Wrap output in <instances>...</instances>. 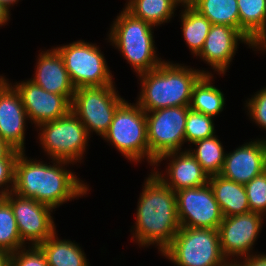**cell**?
<instances>
[{"instance_id":"1","label":"cell","mask_w":266,"mask_h":266,"mask_svg":"<svg viewBox=\"0 0 266 266\" xmlns=\"http://www.w3.org/2000/svg\"><path fill=\"white\" fill-rule=\"evenodd\" d=\"M25 155V152H20L16 159L12 192L48 205L54 211L67 201L88 194L87 182L65 168L75 163L51 159L52 165L50 163L48 165L34 158L28 159Z\"/></svg>"},{"instance_id":"2","label":"cell","mask_w":266,"mask_h":266,"mask_svg":"<svg viewBox=\"0 0 266 266\" xmlns=\"http://www.w3.org/2000/svg\"><path fill=\"white\" fill-rule=\"evenodd\" d=\"M144 180L140 193L132 241L139 247L155 245L161 253L171 244L181 228L177 214L176 192L152 171ZM135 239V240H134Z\"/></svg>"},{"instance_id":"3","label":"cell","mask_w":266,"mask_h":266,"mask_svg":"<svg viewBox=\"0 0 266 266\" xmlns=\"http://www.w3.org/2000/svg\"><path fill=\"white\" fill-rule=\"evenodd\" d=\"M206 70L163 61L158 67L137 75L141 92L136 103L145 112L175 106H189L194 85Z\"/></svg>"},{"instance_id":"4","label":"cell","mask_w":266,"mask_h":266,"mask_svg":"<svg viewBox=\"0 0 266 266\" xmlns=\"http://www.w3.org/2000/svg\"><path fill=\"white\" fill-rule=\"evenodd\" d=\"M116 17L110 26L108 42L120 51L137 75L158 67L164 60L156 54L155 27L134 17L125 8Z\"/></svg>"},{"instance_id":"5","label":"cell","mask_w":266,"mask_h":266,"mask_svg":"<svg viewBox=\"0 0 266 266\" xmlns=\"http://www.w3.org/2000/svg\"><path fill=\"white\" fill-rule=\"evenodd\" d=\"M177 266H227L218 229L181 227L161 253Z\"/></svg>"},{"instance_id":"6","label":"cell","mask_w":266,"mask_h":266,"mask_svg":"<svg viewBox=\"0 0 266 266\" xmlns=\"http://www.w3.org/2000/svg\"><path fill=\"white\" fill-rule=\"evenodd\" d=\"M102 138L131 162L141 163L146 159L150 163L146 113L137 103L125 100Z\"/></svg>"},{"instance_id":"7","label":"cell","mask_w":266,"mask_h":266,"mask_svg":"<svg viewBox=\"0 0 266 266\" xmlns=\"http://www.w3.org/2000/svg\"><path fill=\"white\" fill-rule=\"evenodd\" d=\"M37 129L40 147L48 158L73 163L82 161L91 136L72 110L61 118L40 124Z\"/></svg>"},{"instance_id":"8","label":"cell","mask_w":266,"mask_h":266,"mask_svg":"<svg viewBox=\"0 0 266 266\" xmlns=\"http://www.w3.org/2000/svg\"><path fill=\"white\" fill-rule=\"evenodd\" d=\"M55 48L64 60L75 89L115 83L99 45L77 40Z\"/></svg>"},{"instance_id":"9","label":"cell","mask_w":266,"mask_h":266,"mask_svg":"<svg viewBox=\"0 0 266 266\" xmlns=\"http://www.w3.org/2000/svg\"><path fill=\"white\" fill-rule=\"evenodd\" d=\"M113 85L81 87L75 89L71 103L72 112L79 118L91 135L103 137L117 108L125 101Z\"/></svg>"},{"instance_id":"10","label":"cell","mask_w":266,"mask_h":266,"mask_svg":"<svg viewBox=\"0 0 266 266\" xmlns=\"http://www.w3.org/2000/svg\"><path fill=\"white\" fill-rule=\"evenodd\" d=\"M189 106H175L145 112L150 164L169 152L181 151Z\"/></svg>"},{"instance_id":"11","label":"cell","mask_w":266,"mask_h":266,"mask_svg":"<svg viewBox=\"0 0 266 266\" xmlns=\"http://www.w3.org/2000/svg\"><path fill=\"white\" fill-rule=\"evenodd\" d=\"M264 219L263 215L255 212L223 217L218 228L220 248L229 263H236L239 258L238 261H242V258L254 254L253 246L261 233Z\"/></svg>"},{"instance_id":"12","label":"cell","mask_w":266,"mask_h":266,"mask_svg":"<svg viewBox=\"0 0 266 266\" xmlns=\"http://www.w3.org/2000/svg\"><path fill=\"white\" fill-rule=\"evenodd\" d=\"M6 201L13 210L21 240L25 245L28 243V246H38L57 231L51 216L54 210L52 207L14 192L6 195Z\"/></svg>"},{"instance_id":"13","label":"cell","mask_w":266,"mask_h":266,"mask_svg":"<svg viewBox=\"0 0 266 266\" xmlns=\"http://www.w3.org/2000/svg\"><path fill=\"white\" fill-rule=\"evenodd\" d=\"M181 227L218 229L223 215L209 183L176 192Z\"/></svg>"},{"instance_id":"14","label":"cell","mask_w":266,"mask_h":266,"mask_svg":"<svg viewBox=\"0 0 266 266\" xmlns=\"http://www.w3.org/2000/svg\"><path fill=\"white\" fill-rule=\"evenodd\" d=\"M19 93L28 119L34 127L56 120L71 111V102L64 96L44 90L33 81L10 83Z\"/></svg>"},{"instance_id":"15","label":"cell","mask_w":266,"mask_h":266,"mask_svg":"<svg viewBox=\"0 0 266 266\" xmlns=\"http://www.w3.org/2000/svg\"><path fill=\"white\" fill-rule=\"evenodd\" d=\"M0 75V138L19 152H25L27 112L19 93Z\"/></svg>"},{"instance_id":"16","label":"cell","mask_w":266,"mask_h":266,"mask_svg":"<svg viewBox=\"0 0 266 266\" xmlns=\"http://www.w3.org/2000/svg\"><path fill=\"white\" fill-rule=\"evenodd\" d=\"M238 42L256 50L239 30L227 25L212 24L203 48L196 56L209 64L219 75L224 76L236 54Z\"/></svg>"},{"instance_id":"17","label":"cell","mask_w":266,"mask_h":266,"mask_svg":"<svg viewBox=\"0 0 266 266\" xmlns=\"http://www.w3.org/2000/svg\"><path fill=\"white\" fill-rule=\"evenodd\" d=\"M265 170L266 138H257L226 153L220 175L245 185Z\"/></svg>"},{"instance_id":"18","label":"cell","mask_w":266,"mask_h":266,"mask_svg":"<svg viewBox=\"0 0 266 266\" xmlns=\"http://www.w3.org/2000/svg\"><path fill=\"white\" fill-rule=\"evenodd\" d=\"M167 159H170V162L167 163L164 176L163 172L161 174L155 167H159L161 161ZM153 166L152 172L174 192L181 189L203 186L209 181L208 174L202 169L188 149L166 153L160 156Z\"/></svg>"},{"instance_id":"19","label":"cell","mask_w":266,"mask_h":266,"mask_svg":"<svg viewBox=\"0 0 266 266\" xmlns=\"http://www.w3.org/2000/svg\"><path fill=\"white\" fill-rule=\"evenodd\" d=\"M37 57L34 77L30 80L48 92L64 95L72 103L75 87L57 49L41 51Z\"/></svg>"},{"instance_id":"20","label":"cell","mask_w":266,"mask_h":266,"mask_svg":"<svg viewBox=\"0 0 266 266\" xmlns=\"http://www.w3.org/2000/svg\"><path fill=\"white\" fill-rule=\"evenodd\" d=\"M240 32L256 47L266 51V0H237Z\"/></svg>"},{"instance_id":"21","label":"cell","mask_w":266,"mask_h":266,"mask_svg":"<svg viewBox=\"0 0 266 266\" xmlns=\"http://www.w3.org/2000/svg\"><path fill=\"white\" fill-rule=\"evenodd\" d=\"M223 217L250 212L245 186L222 177L209 176L208 181Z\"/></svg>"},{"instance_id":"22","label":"cell","mask_w":266,"mask_h":266,"mask_svg":"<svg viewBox=\"0 0 266 266\" xmlns=\"http://www.w3.org/2000/svg\"><path fill=\"white\" fill-rule=\"evenodd\" d=\"M55 232L38 247L44 253L49 266H89L83 248L75 241L59 239Z\"/></svg>"},{"instance_id":"23","label":"cell","mask_w":266,"mask_h":266,"mask_svg":"<svg viewBox=\"0 0 266 266\" xmlns=\"http://www.w3.org/2000/svg\"><path fill=\"white\" fill-rule=\"evenodd\" d=\"M213 74H204L194 85L189 108L216 117L224 110L225 96L213 85Z\"/></svg>"},{"instance_id":"24","label":"cell","mask_w":266,"mask_h":266,"mask_svg":"<svg viewBox=\"0 0 266 266\" xmlns=\"http://www.w3.org/2000/svg\"><path fill=\"white\" fill-rule=\"evenodd\" d=\"M125 9L152 26L170 22L178 4L174 0H127Z\"/></svg>"},{"instance_id":"25","label":"cell","mask_w":266,"mask_h":266,"mask_svg":"<svg viewBox=\"0 0 266 266\" xmlns=\"http://www.w3.org/2000/svg\"><path fill=\"white\" fill-rule=\"evenodd\" d=\"M180 11L184 40L193 56H196L202 50L212 24L192 6Z\"/></svg>"},{"instance_id":"26","label":"cell","mask_w":266,"mask_h":266,"mask_svg":"<svg viewBox=\"0 0 266 266\" xmlns=\"http://www.w3.org/2000/svg\"><path fill=\"white\" fill-rule=\"evenodd\" d=\"M192 7L211 24L227 25L240 31L237 0H196Z\"/></svg>"},{"instance_id":"27","label":"cell","mask_w":266,"mask_h":266,"mask_svg":"<svg viewBox=\"0 0 266 266\" xmlns=\"http://www.w3.org/2000/svg\"><path fill=\"white\" fill-rule=\"evenodd\" d=\"M193 146L196 148H189L188 150L208 176L220 174L224 165L226 152L218 136L216 137L214 135L197 141L193 143Z\"/></svg>"},{"instance_id":"28","label":"cell","mask_w":266,"mask_h":266,"mask_svg":"<svg viewBox=\"0 0 266 266\" xmlns=\"http://www.w3.org/2000/svg\"><path fill=\"white\" fill-rule=\"evenodd\" d=\"M26 246L21 240L13 210L5 200L0 205V249L13 253Z\"/></svg>"},{"instance_id":"29","label":"cell","mask_w":266,"mask_h":266,"mask_svg":"<svg viewBox=\"0 0 266 266\" xmlns=\"http://www.w3.org/2000/svg\"><path fill=\"white\" fill-rule=\"evenodd\" d=\"M214 118L189 108L185 124V143L193 144L197 141L215 135Z\"/></svg>"},{"instance_id":"30","label":"cell","mask_w":266,"mask_h":266,"mask_svg":"<svg viewBox=\"0 0 266 266\" xmlns=\"http://www.w3.org/2000/svg\"><path fill=\"white\" fill-rule=\"evenodd\" d=\"M250 212L266 216V170L245 185Z\"/></svg>"},{"instance_id":"31","label":"cell","mask_w":266,"mask_h":266,"mask_svg":"<svg viewBox=\"0 0 266 266\" xmlns=\"http://www.w3.org/2000/svg\"><path fill=\"white\" fill-rule=\"evenodd\" d=\"M11 266H49L38 246H28L11 253Z\"/></svg>"},{"instance_id":"32","label":"cell","mask_w":266,"mask_h":266,"mask_svg":"<svg viewBox=\"0 0 266 266\" xmlns=\"http://www.w3.org/2000/svg\"><path fill=\"white\" fill-rule=\"evenodd\" d=\"M255 93L251 98H248V101H245L247 114L255 122L254 124L266 130V87Z\"/></svg>"},{"instance_id":"33","label":"cell","mask_w":266,"mask_h":266,"mask_svg":"<svg viewBox=\"0 0 266 266\" xmlns=\"http://www.w3.org/2000/svg\"><path fill=\"white\" fill-rule=\"evenodd\" d=\"M16 159L17 158L0 159V192L1 193L9 194L10 192L13 191Z\"/></svg>"},{"instance_id":"34","label":"cell","mask_w":266,"mask_h":266,"mask_svg":"<svg viewBox=\"0 0 266 266\" xmlns=\"http://www.w3.org/2000/svg\"><path fill=\"white\" fill-rule=\"evenodd\" d=\"M243 261L236 263L239 266H266V254H252L250 256L242 258Z\"/></svg>"},{"instance_id":"35","label":"cell","mask_w":266,"mask_h":266,"mask_svg":"<svg viewBox=\"0 0 266 266\" xmlns=\"http://www.w3.org/2000/svg\"><path fill=\"white\" fill-rule=\"evenodd\" d=\"M20 152L12 148L8 143L0 138V159L17 158Z\"/></svg>"},{"instance_id":"36","label":"cell","mask_w":266,"mask_h":266,"mask_svg":"<svg viewBox=\"0 0 266 266\" xmlns=\"http://www.w3.org/2000/svg\"><path fill=\"white\" fill-rule=\"evenodd\" d=\"M11 14L10 10H8L5 6H3L0 3V27L7 24V22L10 20Z\"/></svg>"},{"instance_id":"37","label":"cell","mask_w":266,"mask_h":266,"mask_svg":"<svg viewBox=\"0 0 266 266\" xmlns=\"http://www.w3.org/2000/svg\"><path fill=\"white\" fill-rule=\"evenodd\" d=\"M0 266H11V253L0 249Z\"/></svg>"},{"instance_id":"38","label":"cell","mask_w":266,"mask_h":266,"mask_svg":"<svg viewBox=\"0 0 266 266\" xmlns=\"http://www.w3.org/2000/svg\"><path fill=\"white\" fill-rule=\"evenodd\" d=\"M180 7L193 6L196 0H174Z\"/></svg>"},{"instance_id":"39","label":"cell","mask_w":266,"mask_h":266,"mask_svg":"<svg viewBox=\"0 0 266 266\" xmlns=\"http://www.w3.org/2000/svg\"><path fill=\"white\" fill-rule=\"evenodd\" d=\"M19 0H0V3L5 6L8 10L10 7L14 6V4H17Z\"/></svg>"},{"instance_id":"40","label":"cell","mask_w":266,"mask_h":266,"mask_svg":"<svg viewBox=\"0 0 266 266\" xmlns=\"http://www.w3.org/2000/svg\"><path fill=\"white\" fill-rule=\"evenodd\" d=\"M6 195L7 194H4V193L0 192V205L6 200Z\"/></svg>"},{"instance_id":"41","label":"cell","mask_w":266,"mask_h":266,"mask_svg":"<svg viewBox=\"0 0 266 266\" xmlns=\"http://www.w3.org/2000/svg\"><path fill=\"white\" fill-rule=\"evenodd\" d=\"M227 266H239L237 263H229Z\"/></svg>"}]
</instances>
